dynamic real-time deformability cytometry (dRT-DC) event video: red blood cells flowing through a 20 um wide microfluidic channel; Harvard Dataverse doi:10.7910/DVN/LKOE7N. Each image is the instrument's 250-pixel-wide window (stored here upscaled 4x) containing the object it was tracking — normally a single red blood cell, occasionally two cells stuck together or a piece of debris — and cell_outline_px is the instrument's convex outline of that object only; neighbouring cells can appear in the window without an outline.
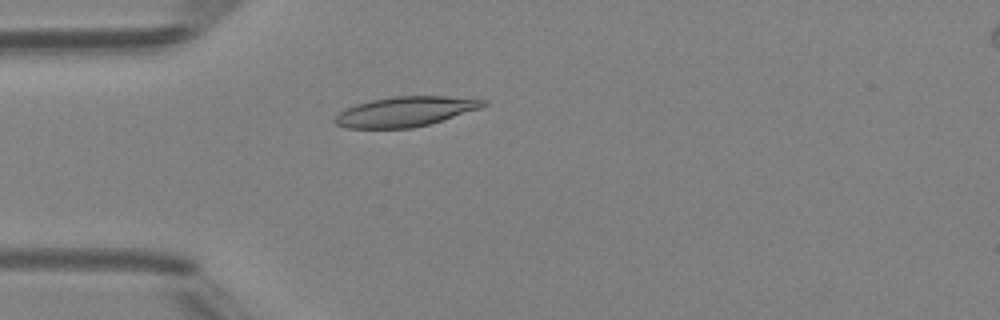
{"species": "Egyptian fruit bat (a non-hibernating species)", "species_latin": "Rousettus aegyptiacus", "temperature_condition": "room temperature", "stored_images_in_passage": 42, "camera_frame_rate_fps": 3000, "um_per_image_px": 0.085, "animal": {"sex": "female"}, "frame": {"image": 1, "passage_image": 8, "time_ms": 2.333, "image_size_px": [1000, 320], "cell_outline_px": [[488, 104], [480, 108], [428, 124], [412, 128], [348, 128], [336, 124], [332, 120], [340, 112], [356, 104], [372, 100], [392, 96], [444, 96], [488, 100]], "centroid_in_image_um": [34.44, 9.48], "position_along_channel_um": 50.6, "area_um2": 25.55}}
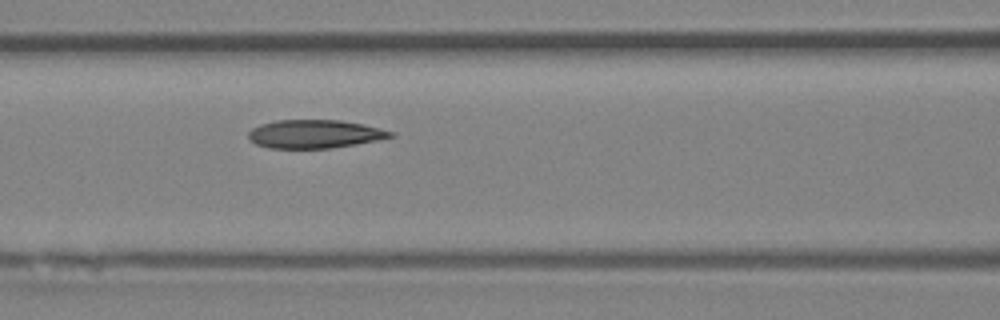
{"frame": {"image": 2, "passage_image": 15, "time_ms": 4.667, "image_size_px": [1000, 320], "cell_outline_px": [[396, 136], [380, 140], [332, 148], [268, 148], [256, 144], [248, 136], [248, 132], [252, 128], [260, 124], [276, 120], [340, 120], [364, 124], [392, 132]], "centroid_in_image_um": [26.76, 11.39], "position_along_channel_um": 139.8, "area_um2": 23.52}}
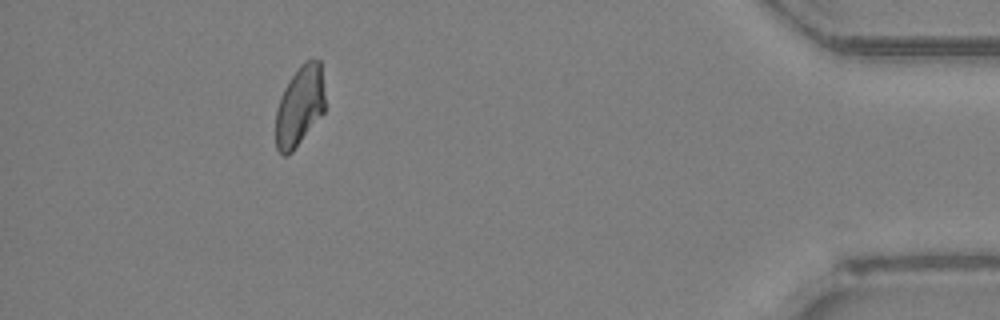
{"frame": {"image": 3, "passage_image": 38, "time_ms": 12.333, "image_size_px": [1000, 320], "cell_outline_px": [[324, 112], [292, 152], [288, 156], [284, 156], [276, 148], [276, 108], [280, 96], [284, 88], [300, 64], [304, 60], [320, 60], [324, 96]], "centroid_in_image_um": [25.45, 9.02], "position_along_channel_um": 409.7, "area_um2": 22.89}, "authors_computed_cell_mechanics": {"area_um2": 24.1026, "velocity_mm_per_s": 4.2851, "shape_relaxation_time_tau1_ms": 6.9454, "shape_relaxation_time_tau2_ms": 2.9248, "deformation_change_tau1": 0.1767, "deformation_change_tau2": 0.073}}